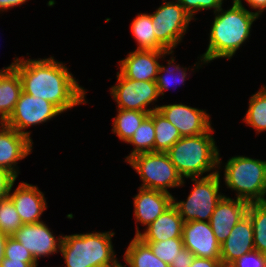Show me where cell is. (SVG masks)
Instances as JSON below:
<instances>
[{
    "instance_id": "60d3db41",
    "label": "cell",
    "mask_w": 266,
    "mask_h": 267,
    "mask_svg": "<svg viewBox=\"0 0 266 267\" xmlns=\"http://www.w3.org/2000/svg\"><path fill=\"white\" fill-rule=\"evenodd\" d=\"M7 238H8V235L0 231V262L2 261L4 257V250H5V244H6Z\"/></svg>"
},
{
    "instance_id": "cb8c5ba5",
    "label": "cell",
    "mask_w": 266,
    "mask_h": 267,
    "mask_svg": "<svg viewBox=\"0 0 266 267\" xmlns=\"http://www.w3.org/2000/svg\"><path fill=\"white\" fill-rule=\"evenodd\" d=\"M155 128L154 152H167L180 138L178 129L158 110L153 111Z\"/></svg>"
},
{
    "instance_id": "3957f363",
    "label": "cell",
    "mask_w": 266,
    "mask_h": 267,
    "mask_svg": "<svg viewBox=\"0 0 266 267\" xmlns=\"http://www.w3.org/2000/svg\"><path fill=\"white\" fill-rule=\"evenodd\" d=\"M213 130L211 128L207 133L181 137L166 152L183 179L200 177L205 172H210V176L221 169L222 160L212 137ZM212 169L215 171L211 172Z\"/></svg>"
},
{
    "instance_id": "7402d4cb",
    "label": "cell",
    "mask_w": 266,
    "mask_h": 267,
    "mask_svg": "<svg viewBox=\"0 0 266 267\" xmlns=\"http://www.w3.org/2000/svg\"><path fill=\"white\" fill-rule=\"evenodd\" d=\"M125 266L129 267H169V265L154 255L151 248L140 238L131 239L124 253Z\"/></svg>"
},
{
    "instance_id": "4dcf8cb0",
    "label": "cell",
    "mask_w": 266,
    "mask_h": 267,
    "mask_svg": "<svg viewBox=\"0 0 266 267\" xmlns=\"http://www.w3.org/2000/svg\"><path fill=\"white\" fill-rule=\"evenodd\" d=\"M152 250L155 256L170 265L184 248L183 238H171L159 242H144Z\"/></svg>"
},
{
    "instance_id": "d590c367",
    "label": "cell",
    "mask_w": 266,
    "mask_h": 267,
    "mask_svg": "<svg viewBox=\"0 0 266 267\" xmlns=\"http://www.w3.org/2000/svg\"><path fill=\"white\" fill-rule=\"evenodd\" d=\"M196 256L185 247L180 250L178 256L173 260L169 267H190Z\"/></svg>"
},
{
    "instance_id": "7a4b0ae2",
    "label": "cell",
    "mask_w": 266,
    "mask_h": 267,
    "mask_svg": "<svg viewBox=\"0 0 266 267\" xmlns=\"http://www.w3.org/2000/svg\"><path fill=\"white\" fill-rule=\"evenodd\" d=\"M215 18L209 35L206 52L200 56L207 64L217 58L231 59L240 46L248 40L253 22L259 17L247 10L241 2L233 0L227 11L221 7L214 13Z\"/></svg>"
},
{
    "instance_id": "8d00e7d4",
    "label": "cell",
    "mask_w": 266,
    "mask_h": 267,
    "mask_svg": "<svg viewBox=\"0 0 266 267\" xmlns=\"http://www.w3.org/2000/svg\"><path fill=\"white\" fill-rule=\"evenodd\" d=\"M190 267H224L221 259L195 257Z\"/></svg>"
},
{
    "instance_id": "2e32d148",
    "label": "cell",
    "mask_w": 266,
    "mask_h": 267,
    "mask_svg": "<svg viewBox=\"0 0 266 267\" xmlns=\"http://www.w3.org/2000/svg\"><path fill=\"white\" fill-rule=\"evenodd\" d=\"M248 206L247 201L225 195L218 202L209 223L220 245L230 235L232 228L247 215Z\"/></svg>"
},
{
    "instance_id": "f546056e",
    "label": "cell",
    "mask_w": 266,
    "mask_h": 267,
    "mask_svg": "<svg viewBox=\"0 0 266 267\" xmlns=\"http://www.w3.org/2000/svg\"><path fill=\"white\" fill-rule=\"evenodd\" d=\"M23 225L10 197L0 202V231L12 236Z\"/></svg>"
},
{
    "instance_id": "7c38bea8",
    "label": "cell",
    "mask_w": 266,
    "mask_h": 267,
    "mask_svg": "<svg viewBox=\"0 0 266 267\" xmlns=\"http://www.w3.org/2000/svg\"><path fill=\"white\" fill-rule=\"evenodd\" d=\"M34 257H46L60 251L63 236L55 238L50 228L42 221L23 224L13 235Z\"/></svg>"
},
{
    "instance_id": "d6a6232c",
    "label": "cell",
    "mask_w": 266,
    "mask_h": 267,
    "mask_svg": "<svg viewBox=\"0 0 266 267\" xmlns=\"http://www.w3.org/2000/svg\"><path fill=\"white\" fill-rule=\"evenodd\" d=\"M184 10L194 18L195 13L205 9H214L217 12L223 4V0H177Z\"/></svg>"
},
{
    "instance_id": "ab89813d",
    "label": "cell",
    "mask_w": 266,
    "mask_h": 267,
    "mask_svg": "<svg viewBox=\"0 0 266 267\" xmlns=\"http://www.w3.org/2000/svg\"><path fill=\"white\" fill-rule=\"evenodd\" d=\"M25 2H27V0H0V11H7V9L22 5Z\"/></svg>"
},
{
    "instance_id": "e0dca14e",
    "label": "cell",
    "mask_w": 266,
    "mask_h": 267,
    "mask_svg": "<svg viewBox=\"0 0 266 267\" xmlns=\"http://www.w3.org/2000/svg\"><path fill=\"white\" fill-rule=\"evenodd\" d=\"M11 198L23 224L39 223L42 213L47 209L46 199L38 187L21 182Z\"/></svg>"
},
{
    "instance_id": "44dd1931",
    "label": "cell",
    "mask_w": 266,
    "mask_h": 267,
    "mask_svg": "<svg viewBox=\"0 0 266 267\" xmlns=\"http://www.w3.org/2000/svg\"><path fill=\"white\" fill-rule=\"evenodd\" d=\"M12 64L0 70V123H5L13 113L22 92V82Z\"/></svg>"
},
{
    "instance_id": "484cf974",
    "label": "cell",
    "mask_w": 266,
    "mask_h": 267,
    "mask_svg": "<svg viewBox=\"0 0 266 267\" xmlns=\"http://www.w3.org/2000/svg\"><path fill=\"white\" fill-rule=\"evenodd\" d=\"M155 128L153 111L143 120L127 143L134 145L132 152L126 157V161L134 155L154 151Z\"/></svg>"
},
{
    "instance_id": "ffe728a7",
    "label": "cell",
    "mask_w": 266,
    "mask_h": 267,
    "mask_svg": "<svg viewBox=\"0 0 266 267\" xmlns=\"http://www.w3.org/2000/svg\"><path fill=\"white\" fill-rule=\"evenodd\" d=\"M184 220L179 215L177 208L172 204L164 213L141 233L136 226V234L143 242H159L171 238H182Z\"/></svg>"
},
{
    "instance_id": "5bb4252c",
    "label": "cell",
    "mask_w": 266,
    "mask_h": 267,
    "mask_svg": "<svg viewBox=\"0 0 266 267\" xmlns=\"http://www.w3.org/2000/svg\"><path fill=\"white\" fill-rule=\"evenodd\" d=\"M183 244L196 257L220 259L221 245L209 222L188 221L183 226Z\"/></svg>"
},
{
    "instance_id": "ba28073f",
    "label": "cell",
    "mask_w": 266,
    "mask_h": 267,
    "mask_svg": "<svg viewBox=\"0 0 266 267\" xmlns=\"http://www.w3.org/2000/svg\"><path fill=\"white\" fill-rule=\"evenodd\" d=\"M151 18L156 39L168 51H173L182 41L190 21L194 20L178 1H165Z\"/></svg>"
},
{
    "instance_id": "f1b7e54d",
    "label": "cell",
    "mask_w": 266,
    "mask_h": 267,
    "mask_svg": "<svg viewBox=\"0 0 266 267\" xmlns=\"http://www.w3.org/2000/svg\"><path fill=\"white\" fill-rule=\"evenodd\" d=\"M167 62L168 67H166L165 65H160L158 69L156 85L158 87L159 95H164V91L168 90L173 82L176 85L177 83L182 84L186 81L187 68L183 69L179 64L173 65V63L175 62L174 57H171V60H168ZM174 71L179 72V75H177L178 73L176 72L174 74ZM165 72L167 73L166 75Z\"/></svg>"
},
{
    "instance_id": "4316f807",
    "label": "cell",
    "mask_w": 266,
    "mask_h": 267,
    "mask_svg": "<svg viewBox=\"0 0 266 267\" xmlns=\"http://www.w3.org/2000/svg\"><path fill=\"white\" fill-rule=\"evenodd\" d=\"M247 215L253 227L255 250L266 255V202L249 203Z\"/></svg>"
},
{
    "instance_id": "4fadbf2b",
    "label": "cell",
    "mask_w": 266,
    "mask_h": 267,
    "mask_svg": "<svg viewBox=\"0 0 266 267\" xmlns=\"http://www.w3.org/2000/svg\"><path fill=\"white\" fill-rule=\"evenodd\" d=\"M168 50H134L119 61L120 73L132 80L156 81L161 56L172 55Z\"/></svg>"
},
{
    "instance_id": "8fae6325",
    "label": "cell",
    "mask_w": 266,
    "mask_h": 267,
    "mask_svg": "<svg viewBox=\"0 0 266 267\" xmlns=\"http://www.w3.org/2000/svg\"><path fill=\"white\" fill-rule=\"evenodd\" d=\"M158 111L178 129L181 137L207 133L212 128L210 115L203 109L180 103L159 106Z\"/></svg>"
},
{
    "instance_id": "8992f818",
    "label": "cell",
    "mask_w": 266,
    "mask_h": 267,
    "mask_svg": "<svg viewBox=\"0 0 266 267\" xmlns=\"http://www.w3.org/2000/svg\"><path fill=\"white\" fill-rule=\"evenodd\" d=\"M139 174L141 188L170 193L168 188L184 185V180L176 170L166 152L140 153L127 161Z\"/></svg>"
},
{
    "instance_id": "d4e9b609",
    "label": "cell",
    "mask_w": 266,
    "mask_h": 267,
    "mask_svg": "<svg viewBox=\"0 0 266 267\" xmlns=\"http://www.w3.org/2000/svg\"><path fill=\"white\" fill-rule=\"evenodd\" d=\"M118 114L113 118L112 132L123 142H128L143 120L150 114L136 110L118 109Z\"/></svg>"
},
{
    "instance_id": "52a82bcc",
    "label": "cell",
    "mask_w": 266,
    "mask_h": 267,
    "mask_svg": "<svg viewBox=\"0 0 266 267\" xmlns=\"http://www.w3.org/2000/svg\"><path fill=\"white\" fill-rule=\"evenodd\" d=\"M194 182L192 191L186 201H176L173 198V205L177 208L179 215L184 222L196 220L209 222L210 218L221 198L219 193L220 173L191 178Z\"/></svg>"
},
{
    "instance_id": "f35d334b",
    "label": "cell",
    "mask_w": 266,
    "mask_h": 267,
    "mask_svg": "<svg viewBox=\"0 0 266 267\" xmlns=\"http://www.w3.org/2000/svg\"><path fill=\"white\" fill-rule=\"evenodd\" d=\"M237 2H241V0H236ZM251 8L256 9L257 11L254 12L258 17L262 12L266 9V0H245Z\"/></svg>"
},
{
    "instance_id": "b9f144b4",
    "label": "cell",
    "mask_w": 266,
    "mask_h": 267,
    "mask_svg": "<svg viewBox=\"0 0 266 267\" xmlns=\"http://www.w3.org/2000/svg\"><path fill=\"white\" fill-rule=\"evenodd\" d=\"M116 267H125V266L119 263Z\"/></svg>"
},
{
    "instance_id": "9c48e42d",
    "label": "cell",
    "mask_w": 266,
    "mask_h": 267,
    "mask_svg": "<svg viewBox=\"0 0 266 267\" xmlns=\"http://www.w3.org/2000/svg\"><path fill=\"white\" fill-rule=\"evenodd\" d=\"M117 85L112 86L110 94L117 103L118 109L136 110L151 113L158 110V105L147 107L160 96L156 81H137L124 77L117 72Z\"/></svg>"
},
{
    "instance_id": "6da1fadb",
    "label": "cell",
    "mask_w": 266,
    "mask_h": 267,
    "mask_svg": "<svg viewBox=\"0 0 266 267\" xmlns=\"http://www.w3.org/2000/svg\"><path fill=\"white\" fill-rule=\"evenodd\" d=\"M14 68L22 82V91L54 104L62 113L85 104L86 91L62 62L54 57L19 59Z\"/></svg>"
},
{
    "instance_id": "83f0119b",
    "label": "cell",
    "mask_w": 266,
    "mask_h": 267,
    "mask_svg": "<svg viewBox=\"0 0 266 267\" xmlns=\"http://www.w3.org/2000/svg\"><path fill=\"white\" fill-rule=\"evenodd\" d=\"M243 121L258 133L266 131V86H262L249 99L248 111Z\"/></svg>"
},
{
    "instance_id": "1f68e13d",
    "label": "cell",
    "mask_w": 266,
    "mask_h": 267,
    "mask_svg": "<svg viewBox=\"0 0 266 267\" xmlns=\"http://www.w3.org/2000/svg\"><path fill=\"white\" fill-rule=\"evenodd\" d=\"M4 258L23 262H36L32 254L12 236H8L6 239Z\"/></svg>"
},
{
    "instance_id": "277c9868",
    "label": "cell",
    "mask_w": 266,
    "mask_h": 267,
    "mask_svg": "<svg viewBox=\"0 0 266 267\" xmlns=\"http://www.w3.org/2000/svg\"><path fill=\"white\" fill-rule=\"evenodd\" d=\"M114 232H93L63 236L60 251L66 267H116Z\"/></svg>"
},
{
    "instance_id": "5b68a950",
    "label": "cell",
    "mask_w": 266,
    "mask_h": 267,
    "mask_svg": "<svg viewBox=\"0 0 266 267\" xmlns=\"http://www.w3.org/2000/svg\"><path fill=\"white\" fill-rule=\"evenodd\" d=\"M227 188L236 191V198L266 202V161L246 156L231 157L224 168Z\"/></svg>"
},
{
    "instance_id": "d6986e66",
    "label": "cell",
    "mask_w": 266,
    "mask_h": 267,
    "mask_svg": "<svg viewBox=\"0 0 266 267\" xmlns=\"http://www.w3.org/2000/svg\"><path fill=\"white\" fill-rule=\"evenodd\" d=\"M173 198L171 193L140 187L133 199L136 224L149 226L173 204Z\"/></svg>"
},
{
    "instance_id": "74e56055",
    "label": "cell",
    "mask_w": 266,
    "mask_h": 267,
    "mask_svg": "<svg viewBox=\"0 0 266 267\" xmlns=\"http://www.w3.org/2000/svg\"><path fill=\"white\" fill-rule=\"evenodd\" d=\"M37 262H23L4 258L0 262V267H37Z\"/></svg>"
},
{
    "instance_id": "9a60e30c",
    "label": "cell",
    "mask_w": 266,
    "mask_h": 267,
    "mask_svg": "<svg viewBox=\"0 0 266 267\" xmlns=\"http://www.w3.org/2000/svg\"><path fill=\"white\" fill-rule=\"evenodd\" d=\"M0 168L18 177L17 161L26 158L33 148V140L0 123Z\"/></svg>"
},
{
    "instance_id": "30bf717a",
    "label": "cell",
    "mask_w": 266,
    "mask_h": 267,
    "mask_svg": "<svg viewBox=\"0 0 266 267\" xmlns=\"http://www.w3.org/2000/svg\"><path fill=\"white\" fill-rule=\"evenodd\" d=\"M59 114L62 112L54 104L22 91L13 113L5 124L31 139V132L25 131L27 127L45 123Z\"/></svg>"
},
{
    "instance_id": "ac0fdd59",
    "label": "cell",
    "mask_w": 266,
    "mask_h": 267,
    "mask_svg": "<svg viewBox=\"0 0 266 267\" xmlns=\"http://www.w3.org/2000/svg\"><path fill=\"white\" fill-rule=\"evenodd\" d=\"M251 219L245 215L231 230L230 235L221 244L220 259L224 267L242 255L255 250Z\"/></svg>"
},
{
    "instance_id": "603a6c76",
    "label": "cell",
    "mask_w": 266,
    "mask_h": 267,
    "mask_svg": "<svg viewBox=\"0 0 266 267\" xmlns=\"http://www.w3.org/2000/svg\"><path fill=\"white\" fill-rule=\"evenodd\" d=\"M151 14L138 13L131 23V32L138 44L137 50H167L155 37Z\"/></svg>"
},
{
    "instance_id": "e575fe53",
    "label": "cell",
    "mask_w": 266,
    "mask_h": 267,
    "mask_svg": "<svg viewBox=\"0 0 266 267\" xmlns=\"http://www.w3.org/2000/svg\"><path fill=\"white\" fill-rule=\"evenodd\" d=\"M17 177L10 171L0 168V202L9 197Z\"/></svg>"
},
{
    "instance_id": "836d02e7",
    "label": "cell",
    "mask_w": 266,
    "mask_h": 267,
    "mask_svg": "<svg viewBox=\"0 0 266 267\" xmlns=\"http://www.w3.org/2000/svg\"><path fill=\"white\" fill-rule=\"evenodd\" d=\"M228 267H266V255L253 250L236 259Z\"/></svg>"
}]
</instances>
